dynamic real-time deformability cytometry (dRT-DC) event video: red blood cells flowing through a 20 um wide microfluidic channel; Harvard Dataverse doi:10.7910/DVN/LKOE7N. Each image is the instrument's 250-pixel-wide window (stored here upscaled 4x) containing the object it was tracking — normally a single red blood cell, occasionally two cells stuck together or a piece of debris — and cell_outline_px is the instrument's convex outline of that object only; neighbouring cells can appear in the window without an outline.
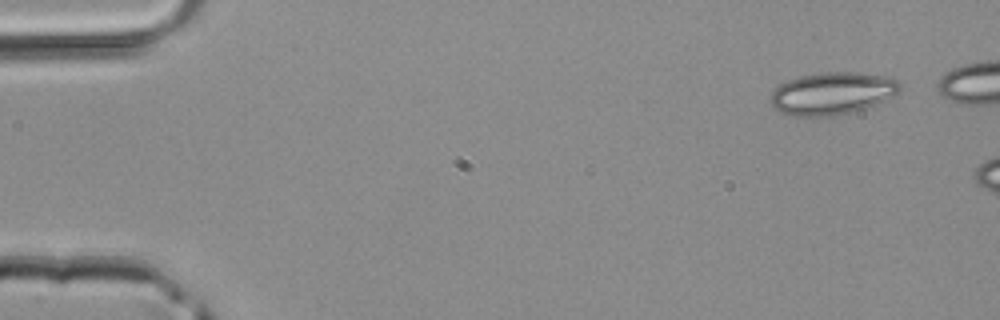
{"species": "common noctule bat (a hibernating species)", "species_latin": "Nyctalus noctula", "temperature_condition": "room temperature", "stored_images_in_passage": 3, "camera_frame_rate_fps": 3000, "um_per_image_px": 0.085, "animal": {"sex": "male", "body_mass_g": 20.4}, "frame": {"image": 1, "passage_image": 1, "time_ms": 0.0, "image_size_px": [1000, 320], "cell_outline_px": [[900, 88], [896, 92], [884, 100], [868, 108], [836, 116], [792, 116], [780, 112], [772, 104], [768, 96], [780, 84], [788, 80], [800, 76], [824, 72], [856, 72], [896, 76], [900, 80]], "centroid_in_image_um": [70.77, 7.93], "position_along_channel_um": 14.2, "area_um2": 32.31}}